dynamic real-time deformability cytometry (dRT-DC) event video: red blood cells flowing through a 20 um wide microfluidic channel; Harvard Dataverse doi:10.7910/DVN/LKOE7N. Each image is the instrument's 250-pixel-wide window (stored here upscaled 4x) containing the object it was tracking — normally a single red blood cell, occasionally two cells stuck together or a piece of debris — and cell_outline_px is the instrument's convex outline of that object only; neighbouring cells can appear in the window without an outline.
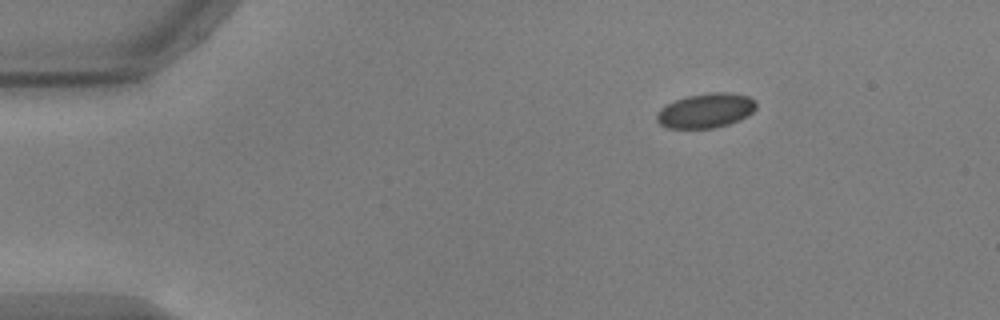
{"species": "common noctule bat (a hibernating species)", "species_latin": "Nyctalus noctula", "temperature_condition": "warm", "stored_images_in_passage": 47, "camera_frame_rate_fps": 3000, "um_per_image_px": 0.085, "animal": {"sex": "male", "body_mass_g": 17.9, "forearm_length_mm": 54.2}, "frame": {"image": 1, "passage_image": 1, "time_ms": 0.0, "image_size_px": [1000, 320], "cell_outline_px": [[756, 108], [748, 116], [740, 120], [728, 124], [712, 128], [668, 128], [660, 124], [656, 120], [656, 116], [660, 108], [676, 100], [688, 96], [712, 92], [728, 92], [748, 96], [756, 100]], "centroid_in_image_um": [60.02, 9.4], "position_along_channel_um": 25.0, "area_um2": 20.0}}
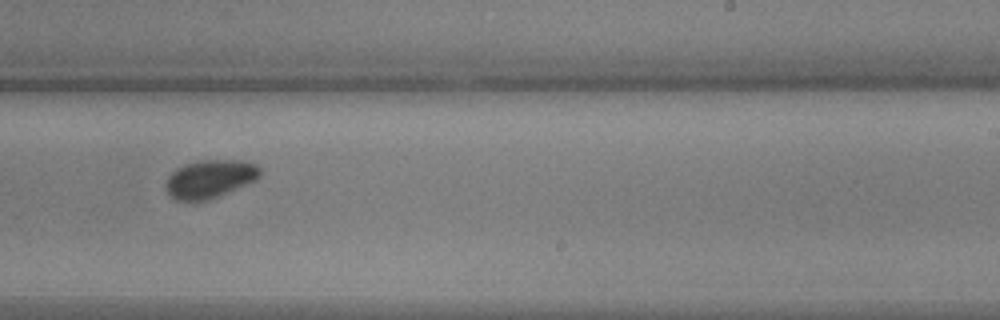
{"frame": {"image": 2, "passage_image": 27, "time_ms": 8.667, "image_size_px": [1000, 320], "cell_outline_px": [[260, 176], [256, 180], [228, 192], [208, 200], [176, 200], [168, 192], [164, 184], [168, 176], [176, 168], [188, 164], [204, 160], [236, 160], [256, 164], [260, 168]], "centroid_in_image_um": [17.84, 15.2], "position_along_channel_um": 271.2, "area_um2": 20.63}}
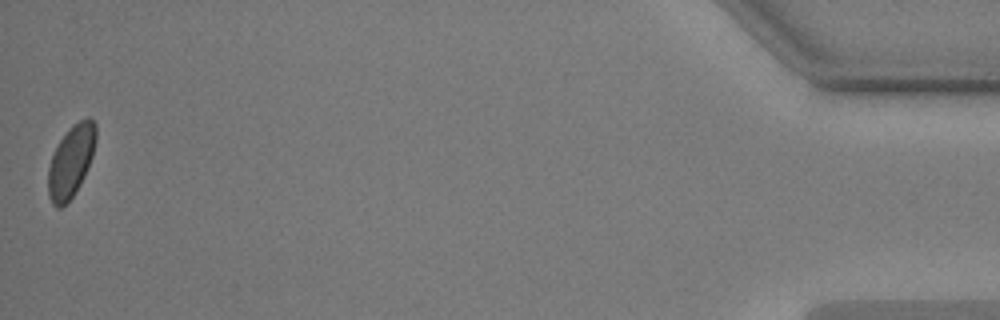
{"frame": {"image": 3, "passage_image": 47, "time_ms": 15.333, "image_size_px": [1000, 320], "cell_outline_px": [[96, 140], [92, 156], [84, 176], [76, 192], [60, 208], [56, 208], [52, 204], [48, 196], [48, 168], [52, 156], [60, 140], [72, 124], [88, 116], [96, 124]], "centroid_in_image_um": [6.03, 13.7], "position_along_channel_um": 429.2, "area_um2": 19.88}}